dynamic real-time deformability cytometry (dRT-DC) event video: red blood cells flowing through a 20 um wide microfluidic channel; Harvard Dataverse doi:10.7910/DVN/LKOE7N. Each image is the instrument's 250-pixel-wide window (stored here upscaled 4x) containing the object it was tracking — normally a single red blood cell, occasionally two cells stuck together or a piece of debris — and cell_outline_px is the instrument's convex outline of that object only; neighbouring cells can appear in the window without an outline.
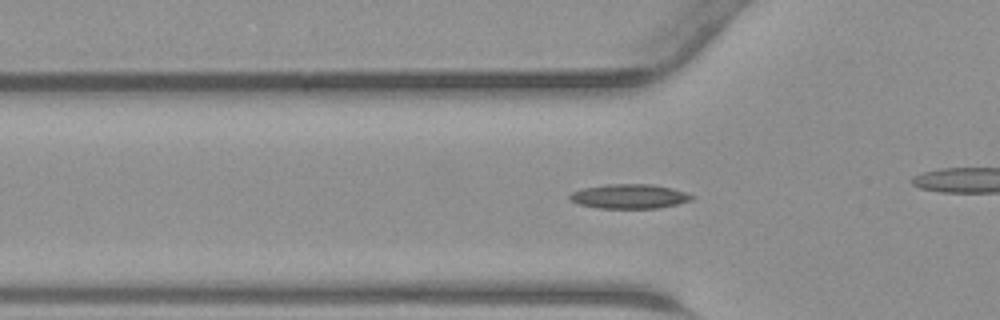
{"species": "common noctule bat (a hibernating species)", "species_latin": "Nyctalus noctula", "temperature_condition": "warm", "stored_images_in_passage": 46, "camera_frame_rate_fps": 3000, "um_per_image_px": 0.085, "animal": {"sex": "male", "body_mass_g": 23.1, "forearm_length_mm": 52.7}, "frame": {"image": 1, "passage_image": 15, "time_ms": 4.667, "image_size_px": [1000, 320], "cell_outline_px": [[696, 196], [692, 200], [660, 208], [600, 208], [580, 204], [572, 200], [568, 196], [572, 192], [584, 188], [608, 184], [652, 184], [672, 188]], "centroid_in_image_um": [53.54, 16.69], "position_along_channel_um": 72.3, "area_um2": 17.22}}
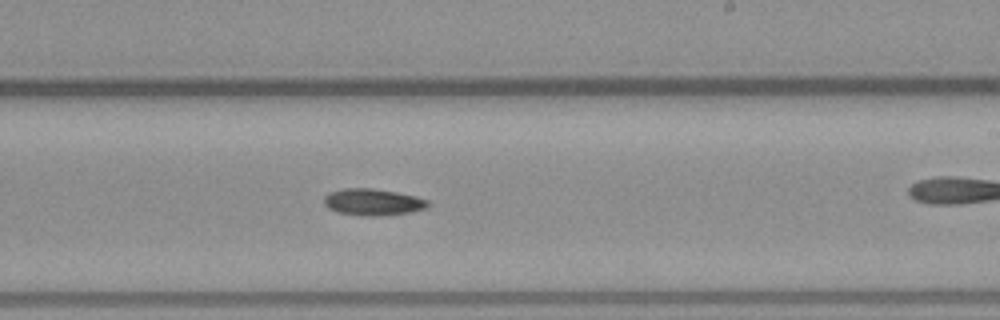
{"frame": {"image": 2, "passage_image": 27, "time_ms": 8.667, "image_size_px": [1000, 320], "cell_outline_px": [[428, 208], [408, 212], [376, 216], [364, 216], [336, 212], [328, 208], [324, 204], [324, 196], [328, 192], [344, 188], [372, 188], [396, 192], [428, 200]], "centroid_in_image_um": [31.63, 17.17], "position_along_channel_um": 257.4, "area_um2": 16.07}}
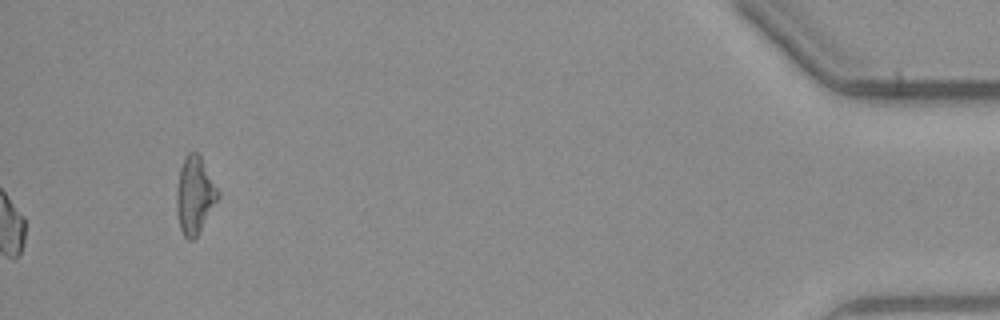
{"frame": {"image": 3, "passage_image": 46, "time_ms": 15.0, "image_size_px": [1000, 320], "cell_outline_px": [[220, 196], [196, 236], [192, 240], [188, 240], [184, 236], [180, 228], [176, 212], [176, 188], [180, 168], [184, 156], [188, 152], [196, 152], [200, 156], [220, 192]], "centroid_in_image_um": [16.53, 16.57], "position_along_channel_um": 418.7, "area_um2": 18.55}}